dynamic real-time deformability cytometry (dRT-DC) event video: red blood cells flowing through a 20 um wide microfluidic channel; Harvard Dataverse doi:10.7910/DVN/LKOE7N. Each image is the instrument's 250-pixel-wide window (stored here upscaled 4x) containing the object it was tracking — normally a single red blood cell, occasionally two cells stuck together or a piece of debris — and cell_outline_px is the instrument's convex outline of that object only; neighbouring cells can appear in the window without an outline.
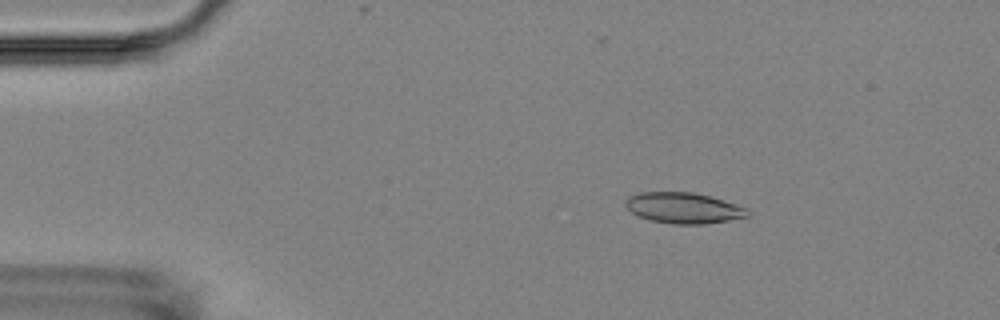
{"species": "Egyptian fruit bat (a non-hibernating species)", "species_latin": "Rousettus aegyptiacus", "temperature_condition": "room temperature", "stored_images_in_passage": 5, "segment_of_instrument_passage": [1, 2], "camera_frame_rate_fps": 3000, "um_per_image_px": 0.085, "animal": {"sex": "female"}, "frame": {"image": 1, "passage_image": 2, "time_ms": 2.0, "image_size_px": [1000, 320], "cell_outline_px": [[748, 216], [728, 220], [704, 224], [672, 224], [648, 220], [632, 212], [624, 204], [624, 200], [628, 196], [640, 192], [692, 192], [708, 196], [748, 208]], "centroid_in_image_um": [58.05, 17.68], "position_along_channel_um": 27.0, "area_um2": 21.79}}